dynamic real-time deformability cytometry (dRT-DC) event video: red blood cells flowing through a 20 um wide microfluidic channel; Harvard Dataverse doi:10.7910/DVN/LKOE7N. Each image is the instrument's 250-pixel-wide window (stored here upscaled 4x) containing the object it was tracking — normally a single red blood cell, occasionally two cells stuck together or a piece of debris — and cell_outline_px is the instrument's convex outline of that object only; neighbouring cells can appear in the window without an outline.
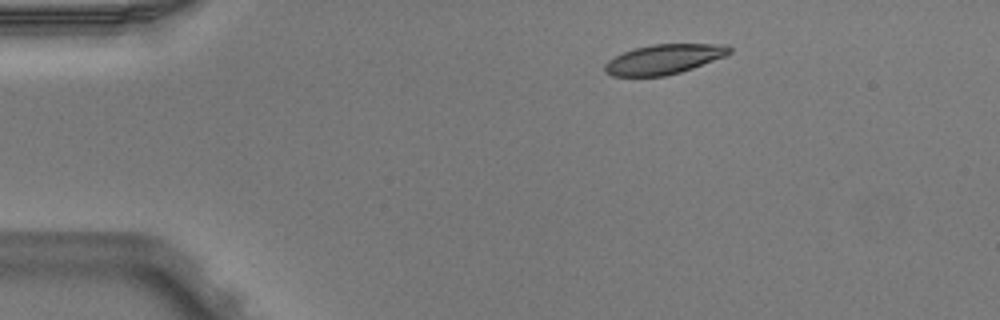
{"species": "Egyptian fruit bat (a non-hibernating species)", "species_latin": "Rousettus aegyptiacus", "temperature_condition": "warm", "stored_images_in_passage": 5, "camera_frame_rate_fps": 3000, "um_per_image_px": 0.085, "animal": {"sex": "male"}, "frame": {"image": 1, "passage_image": 1, "time_ms": 0.0, "image_size_px": [1000, 320], "cell_outline_px": [[732, 52], [728, 56], [680, 72], [664, 76], [612, 76], [604, 72], [604, 64], [608, 60], [624, 52], [636, 48], [652, 44], [728, 44], [732, 48]], "centroid_in_image_um": [56.48, 5.03], "position_along_channel_um": 28.5, "area_um2": 21.73}}
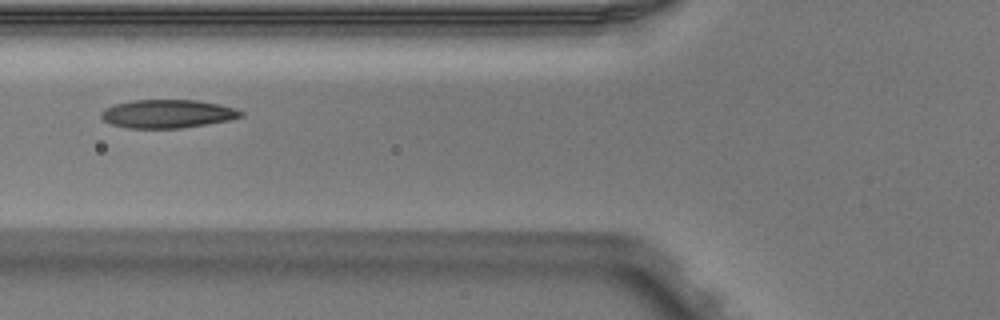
{"frame": {"image": 2, "passage_image": 4, "time_ms": 1.0, "image_size_px": [1000, 320], "cell_outline_px": [[244, 116], [232, 120], [180, 128], [128, 128], [112, 124], [104, 120], [100, 116], [100, 112], [104, 108], [112, 104], [132, 100], [196, 100], [220, 104], [236, 108], [244, 112]], "centroid_in_image_um": [14.25, 9.66], "position_along_channel_um": 111.5, "area_um2": 23.35}}
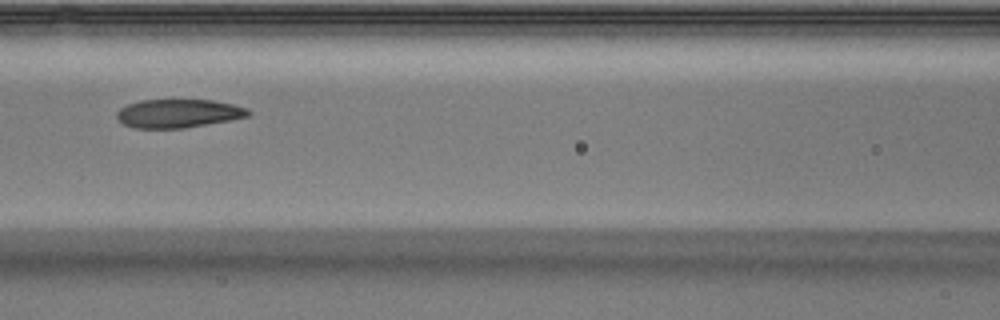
{"frame": {"image": 3, "passage_image": 5, "time_ms": 1.333, "image_size_px": [1000, 320], "cell_outline_px": [[252, 112], [248, 116], [228, 120], [184, 128], [132, 128], [124, 124], [116, 116], [116, 112], [120, 108], [128, 104], [140, 100], [212, 100], [232, 104], [248, 108]], "centroid_in_image_um": [15.14, 9.64], "position_along_channel_um": 151.5, "area_um2": 21.73}}